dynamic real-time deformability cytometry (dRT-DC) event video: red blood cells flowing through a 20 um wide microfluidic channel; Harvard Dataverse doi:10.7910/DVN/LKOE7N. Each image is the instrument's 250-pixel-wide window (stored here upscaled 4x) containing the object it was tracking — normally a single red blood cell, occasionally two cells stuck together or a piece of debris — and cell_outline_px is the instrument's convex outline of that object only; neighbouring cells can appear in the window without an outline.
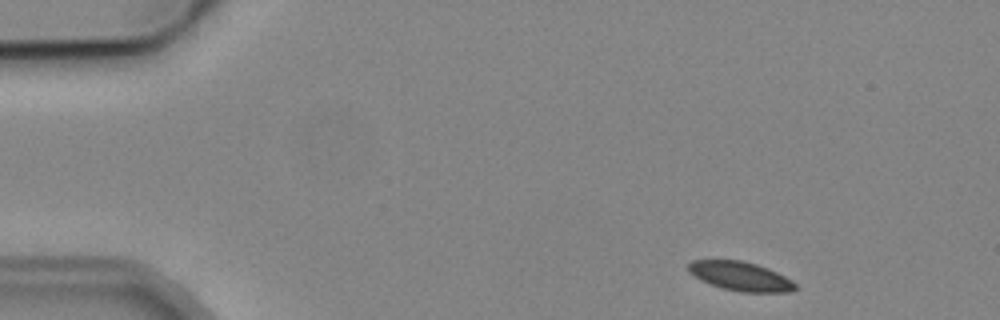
{"species": "common noctule bat (a hibernating species)", "species_latin": "Nyctalus noctula", "temperature_condition": "cold", "stored_images_in_passage": 7, "camera_frame_rate_fps": 3000, "um_per_image_px": 0.085, "animal": {"sex": "male", "body_mass_g": 19.2, "forearm_length_mm": 51.8}, "frame": {"image": 1, "passage_image": 1, "time_ms": 0.0, "image_size_px": [1000, 320], "cell_outline_px": [[796, 288], [788, 292], [740, 292], [724, 288], [700, 280], [688, 272], [688, 264], [692, 260], [744, 260], [768, 268], [792, 280], [796, 284]], "centroid_in_image_um": [62.93, 23.47], "position_along_channel_um": 22.1, "area_um2": 18.03}}
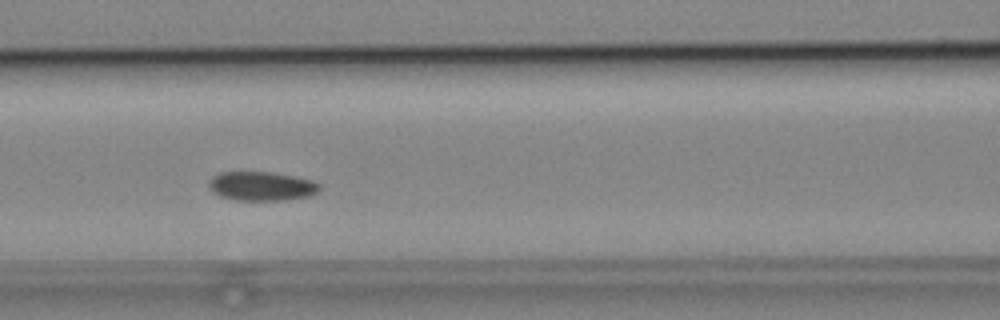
{"frame": {"image": 2, "passage_image": 6, "time_ms": 5.667, "image_size_px": [1000, 320], "cell_outline_px": [[320, 188], [312, 196], [288, 200], [236, 200], [220, 196], [212, 192], [208, 184], [208, 180], [212, 176], [220, 172], [272, 172], [296, 176], [312, 180], [320, 184]], "centroid_in_image_um": [22.24, 15.82], "position_along_channel_um": 144.4, "area_um2": 19.02}}
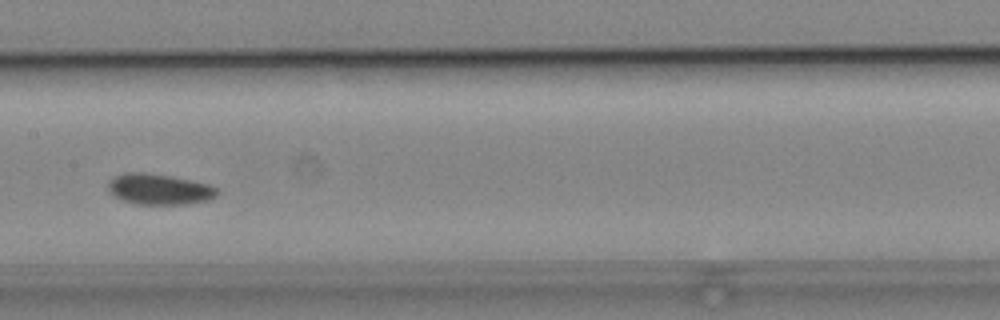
{"frame": {"image": 3, "passage_image": 7, "time_ms": 7.0, "image_size_px": [1000, 320], "cell_outline_px": [[220, 192], [212, 200], [184, 204], [136, 204], [120, 200], [112, 196], [108, 192], [108, 180], [124, 172], [144, 172], [168, 176], [208, 184], [216, 188]], "centroid_in_image_um": [13.49, 16.1], "position_along_channel_um": 193.9, "area_um2": 19.71}}